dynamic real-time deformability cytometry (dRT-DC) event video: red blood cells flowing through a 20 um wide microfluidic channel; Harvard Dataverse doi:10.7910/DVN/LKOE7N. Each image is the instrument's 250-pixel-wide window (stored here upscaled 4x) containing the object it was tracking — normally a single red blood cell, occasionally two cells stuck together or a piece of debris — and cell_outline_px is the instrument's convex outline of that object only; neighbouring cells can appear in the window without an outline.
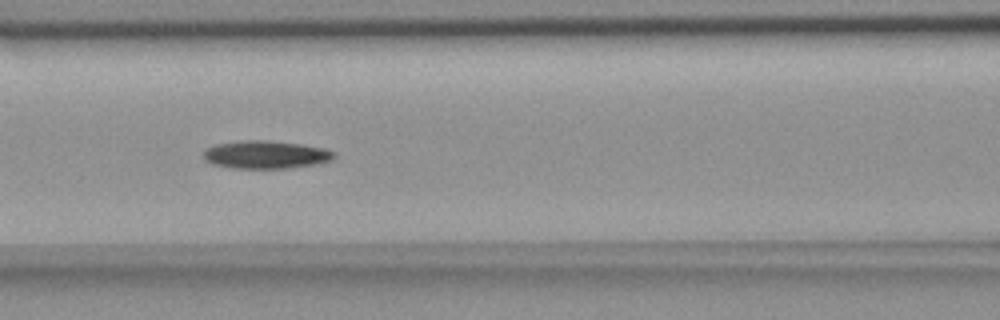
{"species": "common noctule bat (a hibernating species)", "species_latin": "Nyctalus noctula", "temperature_condition": "room temperature", "stored_images_in_passage": 8, "camera_frame_rate_fps": 3000, "um_per_image_px": 0.085, "animal": {"sex": "female", "body_mass_g": 18.4}, "frame": {"image": 1, "passage_image": 5, "time_ms": 6.0, "image_size_px": [1000, 320], "cell_outline_px": [[336, 156], [332, 160], [312, 164], [288, 168], [236, 168], [212, 164], [204, 160], [204, 148], [216, 144], [240, 140], [268, 140], [300, 144], [324, 148], [336, 152]], "centroid_in_image_um": [22.57, 13.13], "position_along_channel_um": 144.0, "area_um2": 21.27}}
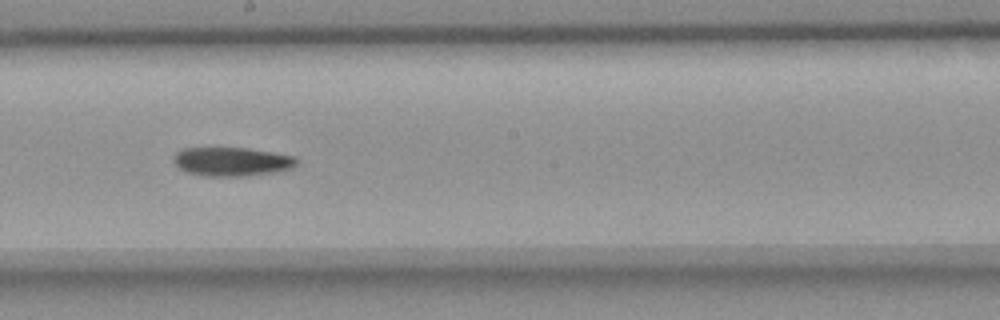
{"frame": {"image": 2, "passage_image": 7, "time_ms": 8.333, "image_size_px": [1000, 320], "cell_outline_px": [[300, 160], [292, 168], [272, 172], [244, 176], [204, 176], [188, 172], [180, 168], [172, 160], [176, 152], [184, 148], [248, 148], [296, 156]], "centroid_in_image_um": [19.72, 13.73], "position_along_channel_um": 228.5, "area_um2": 20.63}}
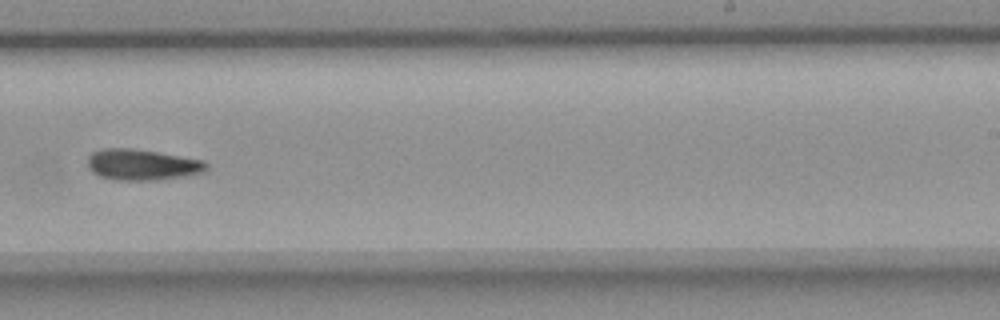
{"frame": {"image": 3, "passage_image": 8, "time_ms": 9.667, "image_size_px": [1000, 320], "cell_outline_px": [[208, 168], [204, 172], [184, 176], [152, 180], [116, 180], [100, 176], [92, 172], [88, 168], [88, 156], [92, 152], [104, 148], [132, 148], [204, 160], [208, 164]], "centroid_in_image_um": [12.07, 13.99], "position_along_channel_um": 276.9, "area_um2": 21.39}}